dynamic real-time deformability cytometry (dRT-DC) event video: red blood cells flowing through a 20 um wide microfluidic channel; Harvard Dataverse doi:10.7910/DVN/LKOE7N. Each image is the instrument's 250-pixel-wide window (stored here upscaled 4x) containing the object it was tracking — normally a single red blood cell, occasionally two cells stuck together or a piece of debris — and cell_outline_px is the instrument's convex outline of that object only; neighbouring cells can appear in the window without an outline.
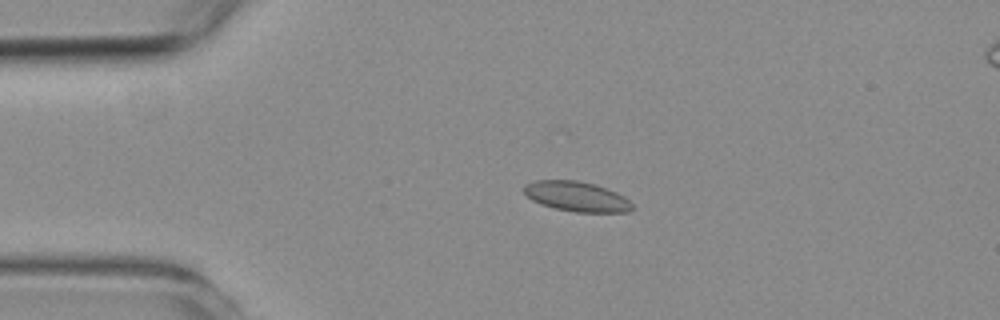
{"species": "common noctule bat (a hibernating species)", "species_latin": "Nyctalus noctula", "temperature_condition": "room temperature", "stored_images_in_passage": 45, "segment_of_instrument_passage": [1, 2], "camera_frame_rate_fps": 3000, "um_per_image_px": 0.085, "animal": {"sex": "female", "body_mass_g": 19.3, "forearm_length_mm": 54.1}, "frame": {"image": 1, "passage_image": 1, "time_ms": 0.0, "image_size_px": [1000, 320], "cell_outline_px": [[632, 208], [628, 212], [576, 212], [556, 208], [540, 204], [532, 200], [524, 192], [524, 184], [536, 180], [576, 180], [596, 184], [616, 192], [624, 196], [632, 204]], "centroid_in_image_um": [49.01, 16.69], "position_along_channel_um": 36.0, "area_um2": 18.84}}
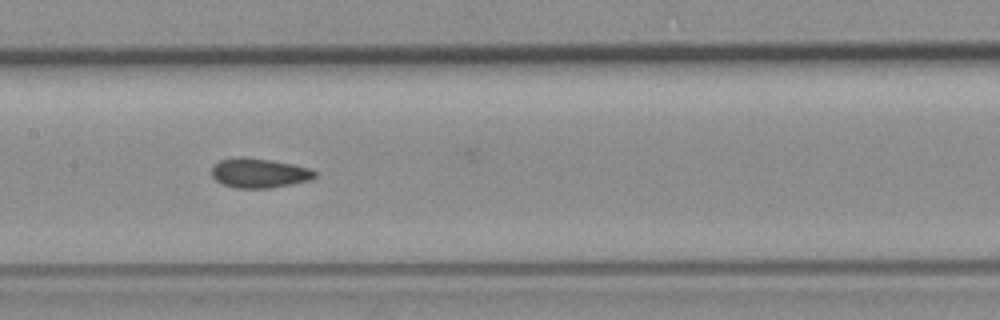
{"frame": {"image": 2, "passage_image": 16, "time_ms": 5.0, "image_size_px": [1000, 320], "cell_outline_px": [[316, 176], [312, 180], [292, 184], [268, 188], [236, 188], [220, 184], [212, 176], [212, 164], [220, 160], [236, 156], [240, 156], [268, 160], [292, 164], [308, 168], [316, 172]], "centroid_in_image_um": [21.99, 14.71], "position_along_channel_um": 185.4, "area_um2": 17.86}}
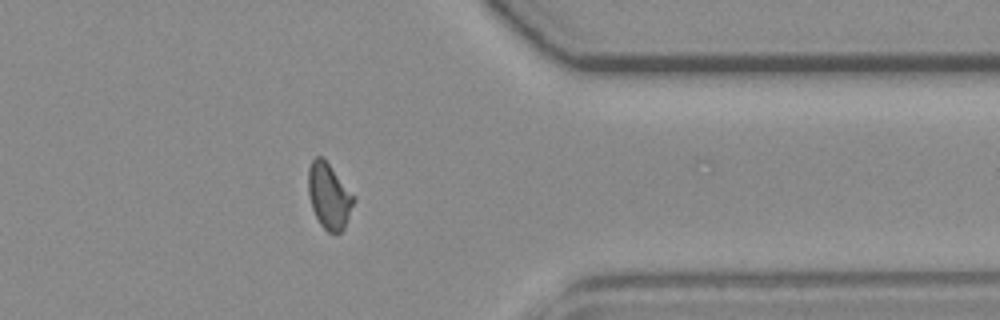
{"frame": {"image": 3, "passage_image": 33, "time_ms": 10.667, "image_size_px": [1000, 320], "cell_outline_px": [[356, 200], [344, 228], [340, 232], [328, 232], [320, 224], [312, 208], [308, 196], [308, 168], [312, 160], [316, 156], [320, 156], [328, 164], [356, 196]], "centroid_in_image_um": [27.97, 16.67], "position_along_channel_um": 383.4, "area_um2": 17.34}}